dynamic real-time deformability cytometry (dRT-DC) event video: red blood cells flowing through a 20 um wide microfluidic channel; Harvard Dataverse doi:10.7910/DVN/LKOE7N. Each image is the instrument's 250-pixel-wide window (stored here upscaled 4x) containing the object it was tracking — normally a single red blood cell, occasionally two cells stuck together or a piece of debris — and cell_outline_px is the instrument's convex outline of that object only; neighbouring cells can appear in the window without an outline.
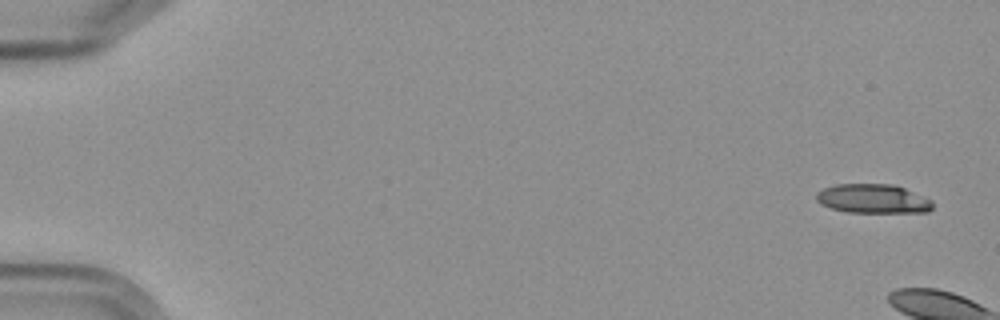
{"species": "Egyptian fruit bat (a non-hibernating species)", "species_latin": "Rousettus aegyptiacus", "temperature_condition": "cold", "stored_images_in_passage": 6, "camera_frame_rate_fps": 3000, "um_per_image_px": 0.085, "frame": {"image": 1, "passage_image": 1, "time_ms": 0.0, "image_size_px": [1000, 320], "cell_outline_px": [[932, 208], [928, 212], [848, 212], [832, 208], [820, 204], [816, 200], [816, 192], [824, 188], [836, 184], [892, 184], [904, 188], [932, 200]], "centroid_in_image_um": [74.18, 16.89], "position_along_channel_um": 10.8, "area_um2": 19.65}}
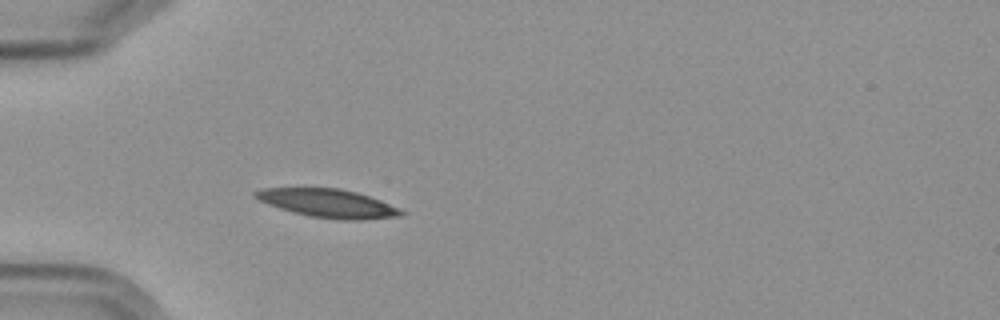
{"frame": {"image": 2, "passage_image": 6, "time_ms": 6.667, "image_size_px": [1000, 320], "cell_outline_px": [[404, 212], [400, 216], [364, 220], [340, 220], [308, 216], [292, 212], [256, 200], [252, 196], [252, 192], [260, 188], [340, 188], [356, 192], [380, 200]], "centroid_in_image_um": [27.79, 17.28], "position_along_channel_um": 57.2, "area_um2": 24.16}}